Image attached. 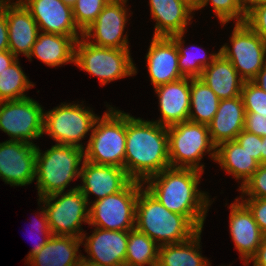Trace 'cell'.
Masks as SVG:
<instances>
[{
	"label": "cell",
	"mask_w": 266,
	"mask_h": 266,
	"mask_svg": "<svg viewBox=\"0 0 266 266\" xmlns=\"http://www.w3.org/2000/svg\"><path fill=\"white\" fill-rule=\"evenodd\" d=\"M0 129L7 133L12 141L32 143V139H38L44 134L43 108L30 97L2 101L0 102Z\"/></svg>",
	"instance_id": "7c38bea8"
},
{
	"label": "cell",
	"mask_w": 266,
	"mask_h": 266,
	"mask_svg": "<svg viewBox=\"0 0 266 266\" xmlns=\"http://www.w3.org/2000/svg\"><path fill=\"white\" fill-rule=\"evenodd\" d=\"M17 59L10 50L0 52V74Z\"/></svg>",
	"instance_id": "ee69618b"
},
{
	"label": "cell",
	"mask_w": 266,
	"mask_h": 266,
	"mask_svg": "<svg viewBox=\"0 0 266 266\" xmlns=\"http://www.w3.org/2000/svg\"><path fill=\"white\" fill-rule=\"evenodd\" d=\"M68 191L54 193L38 200L46 205L43 207H45L48 226L52 235L82 238L83 231L81 230L83 229L80 228L82 222H89L88 204L90 201L87 202L78 186Z\"/></svg>",
	"instance_id": "9c48e42d"
},
{
	"label": "cell",
	"mask_w": 266,
	"mask_h": 266,
	"mask_svg": "<svg viewBox=\"0 0 266 266\" xmlns=\"http://www.w3.org/2000/svg\"><path fill=\"white\" fill-rule=\"evenodd\" d=\"M153 87L183 78L178 66V49L171 37H154L146 55Z\"/></svg>",
	"instance_id": "ffe728a7"
},
{
	"label": "cell",
	"mask_w": 266,
	"mask_h": 266,
	"mask_svg": "<svg viewBox=\"0 0 266 266\" xmlns=\"http://www.w3.org/2000/svg\"><path fill=\"white\" fill-rule=\"evenodd\" d=\"M110 0H76L72 6L73 18L79 28L84 31L90 26L101 13L102 9Z\"/></svg>",
	"instance_id": "836d02e7"
},
{
	"label": "cell",
	"mask_w": 266,
	"mask_h": 266,
	"mask_svg": "<svg viewBox=\"0 0 266 266\" xmlns=\"http://www.w3.org/2000/svg\"><path fill=\"white\" fill-rule=\"evenodd\" d=\"M129 231H111L95 227L88 238L83 234L81 240H86L85 251L90 256L85 259L100 266H125V258ZM86 237V238H85Z\"/></svg>",
	"instance_id": "e0dca14e"
},
{
	"label": "cell",
	"mask_w": 266,
	"mask_h": 266,
	"mask_svg": "<svg viewBox=\"0 0 266 266\" xmlns=\"http://www.w3.org/2000/svg\"><path fill=\"white\" fill-rule=\"evenodd\" d=\"M252 82L266 92V64L257 73L256 77L252 80Z\"/></svg>",
	"instance_id": "bcb514c9"
},
{
	"label": "cell",
	"mask_w": 266,
	"mask_h": 266,
	"mask_svg": "<svg viewBox=\"0 0 266 266\" xmlns=\"http://www.w3.org/2000/svg\"><path fill=\"white\" fill-rule=\"evenodd\" d=\"M85 148L84 160L124 168L126 113L111 107L101 118L98 117Z\"/></svg>",
	"instance_id": "5b68a950"
},
{
	"label": "cell",
	"mask_w": 266,
	"mask_h": 266,
	"mask_svg": "<svg viewBox=\"0 0 266 266\" xmlns=\"http://www.w3.org/2000/svg\"><path fill=\"white\" fill-rule=\"evenodd\" d=\"M170 167L204 171L198 164L204 153L215 161L216 146L212 143L208 125L185 121L167 127Z\"/></svg>",
	"instance_id": "8992f818"
},
{
	"label": "cell",
	"mask_w": 266,
	"mask_h": 266,
	"mask_svg": "<svg viewBox=\"0 0 266 266\" xmlns=\"http://www.w3.org/2000/svg\"><path fill=\"white\" fill-rule=\"evenodd\" d=\"M34 143L8 140L0 143V177L11 186H24L34 181L36 175Z\"/></svg>",
	"instance_id": "4fadbf2b"
},
{
	"label": "cell",
	"mask_w": 266,
	"mask_h": 266,
	"mask_svg": "<svg viewBox=\"0 0 266 266\" xmlns=\"http://www.w3.org/2000/svg\"><path fill=\"white\" fill-rule=\"evenodd\" d=\"M76 266H100L96 263H93L87 259H85L83 256L79 259Z\"/></svg>",
	"instance_id": "c3c4849f"
},
{
	"label": "cell",
	"mask_w": 266,
	"mask_h": 266,
	"mask_svg": "<svg viewBox=\"0 0 266 266\" xmlns=\"http://www.w3.org/2000/svg\"><path fill=\"white\" fill-rule=\"evenodd\" d=\"M30 11L39 31L72 36L76 40L83 36L75 24L72 7L62 0H20ZM80 33V36L79 34ZM79 36V37H78Z\"/></svg>",
	"instance_id": "9a60e30c"
},
{
	"label": "cell",
	"mask_w": 266,
	"mask_h": 266,
	"mask_svg": "<svg viewBox=\"0 0 266 266\" xmlns=\"http://www.w3.org/2000/svg\"><path fill=\"white\" fill-rule=\"evenodd\" d=\"M250 260L253 261V266H266V236Z\"/></svg>",
	"instance_id": "7bdbcfd3"
},
{
	"label": "cell",
	"mask_w": 266,
	"mask_h": 266,
	"mask_svg": "<svg viewBox=\"0 0 266 266\" xmlns=\"http://www.w3.org/2000/svg\"><path fill=\"white\" fill-rule=\"evenodd\" d=\"M245 115L242 96L220 100L218 110L208 124L212 143L217 147L223 142L235 140L244 130Z\"/></svg>",
	"instance_id": "603a6c76"
},
{
	"label": "cell",
	"mask_w": 266,
	"mask_h": 266,
	"mask_svg": "<svg viewBox=\"0 0 266 266\" xmlns=\"http://www.w3.org/2000/svg\"><path fill=\"white\" fill-rule=\"evenodd\" d=\"M126 1L128 0H110L96 20L83 31L82 37L87 40L93 38L95 43H89L97 46L129 49L127 35H123L127 21Z\"/></svg>",
	"instance_id": "5bb4252c"
},
{
	"label": "cell",
	"mask_w": 266,
	"mask_h": 266,
	"mask_svg": "<svg viewBox=\"0 0 266 266\" xmlns=\"http://www.w3.org/2000/svg\"><path fill=\"white\" fill-rule=\"evenodd\" d=\"M228 45L219 52L228 59L244 81H252L266 64V42L245 22L236 23Z\"/></svg>",
	"instance_id": "30bf717a"
},
{
	"label": "cell",
	"mask_w": 266,
	"mask_h": 266,
	"mask_svg": "<svg viewBox=\"0 0 266 266\" xmlns=\"http://www.w3.org/2000/svg\"><path fill=\"white\" fill-rule=\"evenodd\" d=\"M88 41L85 37L77 40L75 64L89 74L97 76L100 84L105 85L137 73L129 49L101 47Z\"/></svg>",
	"instance_id": "52a82bcc"
},
{
	"label": "cell",
	"mask_w": 266,
	"mask_h": 266,
	"mask_svg": "<svg viewBox=\"0 0 266 266\" xmlns=\"http://www.w3.org/2000/svg\"><path fill=\"white\" fill-rule=\"evenodd\" d=\"M266 136V120H264V137Z\"/></svg>",
	"instance_id": "f907efd6"
},
{
	"label": "cell",
	"mask_w": 266,
	"mask_h": 266,
	"mask_svg": "<svg viewBox=\"0 0 266 266\" xmlns=\"http://www.w3.org/2000/svg\"><path fill=\"white\" fill-rule=\"evenodd\" d=\"M83 158L84 149L76 146L55 144L44 154L37 147L35 178L39 198L64 192L74 178L80 177Z\"/></svg>",
	"instance_id": "277c9868"
},
{
	"label": "cell",
	"mask_w": 266,
	"mask_h": 266,
	"mask_svg": "<svg viewBox=\"0 0 266 266\" xmlns=\"http://www.w3.org/2000/svg\"><path fill=\"white\" fill-rule=\"evenodd\" d=\"M264 120L266 117L259 113H246L244 130L264 137Z\"/></svg>",
	"instance_id": "60d3db41"
},
{
	"label": "cell",
	"mask_w": 266,
	"mask_h": 266,
	"mask_svg": "<svg viewBox=\"0 0 266 266\" xmlns=\"http://www.w3.org/2000/svg\"><path fill=\"white\" fill-rule=\"evenodd\" d=\"M136 229L128 233L125 266H157L159 245Z\"/></svg>",
	"instance_id": "f546056e"
},
{
	"label": "cell",
	"mask_w": 266,
	"mask_h": 266,
	"mask_svg": "<svg viewBox=\"0 0 266 266\" xmlns=\"http://www.w3.org/2000/svg\"><path fill=\"white\" fill-rule=\"evenodd\" d=\"M9 50L8 25L4 11V0H0V52Z\"/></svg>",
	"instance_id": "b9f144b4"
},
{
	"label": "cell",
	"mask_w": 266,
	"mask_h": 266,
	"mask_svg": "<svg viewBox=\"0 0 266 266\" xmlns=\"http://www.w3.org/2000/svg\"><path fill=\"white\" fill-rule=\"evenodd\" d=\"M201 232L184 242L159 246L157 266H210L199 252Z\"/></svg>",
	"instance_id": "83f0119b"
},
{
	"label": "cell",
	"mask_w": 266,
	"mask_h": 266,
	"mask_svg": "<svg viewBox=\"0 0 266 266\" xmlns=\"http://www.w3.org/2000/svg\"><path fill=\"white\" fill-rule=\"evenodd\" d=\"M4 0V11L8 25L9 50L16 56H29L37 40L39 28L30 11L18 0Z\"/></svg>",
	"instance_id": "ac0fdd59"
},
{
	"label": "cell",
	"mask_w": 266,
	"mask_h": 266,
	"mask_svg": "<svg viewBox=\"0 0 266 266\" xmlns=\"http://www.w3.org/2000/svg\"><path fill=\"white\" fill-rule=\"evenodd\" d=\"M65 4H68L69 6H73L76 2V0H62Z\"/></svg>",
	"instance_id": "681fc988"
},
{
	"label": "cell",
	"mask_w": 266,
	"mask_h": 266,
	"mask_svg": "<svg viewBox=\"0 0 266 266\" xmlns=\"http://www.w3.org/2000/svg\"><path fill=\"white\" fill-rule=\"evenodd\" d=\"M242 194L249 198H266V164H260L253 175L241 186Z\"/></svg>",
	"instance_id": "d590c367"
},
{
	"label": "cell",
	"mask_w": 266,
	"mask_h": 266,
	"mask_svg": "<svg viewBox=\"0 0 266 266\" xmlns=\"http://www.w3.org/2000/svg\"><path fill=\"white\" fill-rule=\"evenodd\" d=\"M183 36L184 33L171 36V38L175 41L176 47L178 49V66L181 75L186 78H199L202 75L204 68L209 66L220 52L211 54V56H209V61L207 60L208 58L206 56V52L204 55L201 54L200 56L198 54L192 55L190 54L192 52H190L189 49H192L193 47L183 49Z\"/></svg>",
	"instance_id": "1f68e13d"
},
{
	"label": "cell",
	"mask_w": 266,
	"mask_h": 266,
	"mask_svg": "<svg viewBox=\"0 0 266 266\" xmlns=\"http://www.w3.org/2000/svg\"><path fill=\"white\" fill-rule=\"evenodd\" d=\"M169 167L167 127L127 113L124 169L128 176L143 183Z\"/></svg>",
	"instance_id": "6da1fadb"
},
{
	"label": "cell",
	"mask_w": 266,
	"mask_h": 266,
	"mask_svg": "<svg viewBox=\"0 0 266 266\" xmlns=\"http://www.w3.org/2000/svg\"><path fill=\"white\" fill-rule=\"evenodd\" d=\"M190 78L179 80L155 87L159 97L161 119L158 124L169 127L188 121L190 112Z\"/></svg>",
	"instance_id": "44dd1931"
},
{
	"label": "cell",
	"mask_w": 266,
	"mask_h": 266,
	"mask_svg": "<svg viewBox=\"0 0 266 266\" xmlns=\"http://www.w3.org/2000/svg\"><path fill=\"white\" fill-rule=\"evenodd\" d=\"M220 99L200 78H190L188 121L208 125L218 110ZM193 109L195 112H193Z\"/></svg>",
	"instance_id": "f1b7e54d"
},
{
	"label": "cell",
	"mask_w": 266,
	"mask_h": 266,
	"mask_svg": "<svg viewBox=\"0 0 266 266\" xmlns=\"http://www.w3.org/2000/svg\"><path fill=\"white\" fill-rule=\"evenodd\" d=\"M33 86L17 59L0 74V102L27 98L24 93Z\"/></svg>",
	"instance_id": "4dcf8cb0"
},
{
	"label": "cell",
	"mask_w": 266,
	"mask_h": 266,
	"mask_svg": "<svg viewBox=\"0 0 266 266\" xmlns=\"http://www.w3.org/2000/svg\"><path fill=\"white\" fill-rule=\"evenodd\" d=\"M242 148L261 164L262 137L242 130L235 139Z\"/></svg>",
	"instance_id": "74e56055"
},
{
	"label": "cell",
	"mask_w": 266,
	"mask_h": 266,
	"mask_svg": "<svg viewBox=\"0 0 266 266\" xmlns=\"http://www.w3.org/2000/svg\"><path fill=\"white\" fill-rule=\"evenodd\" d=\"M253 215L261 232L266 236V198H248L242 200Z\"/></svg>",
	"instance_id": "f35d334b"
},
{
	"label": "cell",
	"mask_w": 266,
	"mask_h": 266,
	"mask_svg": "<svg viewBox=\"0 0 266 266\" xmlns=\"http://www.w3.org/2000/svg\"><path fill=\"white\" fill-rule=\"evenodd\" d=\"M238 3L243 12L247 14L256 6L266 3V0H238Z\"/></svg>",
	"instance_id": "f6af8a7d"
},
{
	"label": "cell",
	"mask_w": 266,
	"mask_h": 266,
	"mask_svg": "<svg viewBox=\"0 0 266 266\" xmlns=\"http://www.w3.org/2000/svg\"><path fill=\"white\" fill-rule=\"evenodd\" d=\"M143 185L132 180L118 193L94 201L89 207L88 225L111 231L135 229L137 197Z\"/></svg>",
	"instance_id": "ba28073f"
},
{
	"label": "cell",
	"mask_w": 266,
	"mask_h": 266,
	"mask_svg": "<svg viewBox=\"0 0 266 266\" xmlns=\"http://www.w3.org/2000/svg\"><path fill=\"white\" fill-rule=\"evenodd\" d=\"M98 117L79 104H61L44 113V131L57 144L84 149L79 142L93 129Z\"/></svg>",
	"instance_id": "8fae6325"
},
{
	"label": "cell",
	"mask_w": 266,
	"mask_h": 266,
	"mask_svg": "<svg viewBox=\"0 0 266 266\" xmlns=\"http://www.w3.org/2000/svg\"><path fill=\"white\" fill-rule=\"evenodd\" d=\"M235 201L229 206L231 207L230 234L241 254L240 258L244 259V264L247 265L262 243L264 235L248 207L238 198H235Z\"/></svg>",
	"instance_id": "d6986e66"
},
{
	"label": "cell",
	"mask_w": 266,
	"mask_h": 266,
	"mask_svg": "<svg viewBox=\"0 0 266 266\" xmlns=\"http://www.w3.org/2000/svg\"><path fill=\"white\" fill-rule=\"evenodd\" d=\"M241 96L246 113H259L266 117V92L252 81H244Z\"/></svg>",
	"instance_id": "e575fe53"
},
{
	"label": "cell",
	"mask_w": 266,
	"mask_h": 266,
	"mask_svg": "<svg viewBox=\"0 0 266 266\" xmlns=\"http://www.w3.org/2000/svg\"><path fill=\"white\" fill-rule=\"evenodd\" d=\"M261 164H266V136L262 137Z\"/></svg>",
	"instance_id": "7dc6e473"
},
{
	"label": "cell",
	"mask_w": 266,
	"mask_h": 266,
	"mask_svg": "<svg viewBox=\"0 0 266 266\" xmlns=\"http://www.w3.org/2000/svg\"><path fill=\"white\" fill-rule=\"evenodd\" d=\"M81 238L52 235L48 242L27 263L31 266H76L82 255H77Z\"/></svg>",
	"instance_id": "d4e9b609"
},
{
	"label": "cell",
	"mask_w": 266,
	"mask_h": 266,
	"mask_svg": "<svg viewBox=\"0 0 266 266\" xmlns=\"http://www.w3.org/2000/svg\"><path fill=\"white\" fill-rule=\"evenodd\" d=\"M220 166L237 180L245 182L253 175L260 163L236 141H226L216 147V158Z\"/></svg>",
	"instance_id": "4316f807"
},
{
	"label": "cell",
	"mask_w": 266,
	"mask_h": 266,
	"mask_svg": "<svg viewBox=\"0 0 266 266\" xmlns=\"http://www.w3.org/2000/svg\"><path fill=\"white\" fill-rule=\"evenodd\" d=\"M79 178H82L83 185H78V189L87 202L89 194H95L96 201H98L108 195L118 193L132 181L124 168L97 165L84 159Z\"/></svg>",
	"instance_id": "2e32d148"
},
{
	"label": "cell",
	"mask_w": 266,
	"mask_h": 266,
	"mask_svg": "<svg viewBox=\"0 0 266 266\" xmlns=\"http://www.w3.org/2000/svg\"><path fill=\"white\" fill-rule=\"evenodd\" d=\"M42 215L40 218V222L38 223V221H35L34 225L37 227L38 232L40 230V232L45 236L44 238L41 237V241L38 242L31 250V252L28 254L27 257V261L36 253L39 252V250L48 242V240L50 239V237L52 236V233L50 232L49 226H48V221H47V215L45 212V209L42 208V211L40 212ZM35 220V219H34ZM40 224V225H39ZM35 227V228H36Z\"/></svg>",
	"instance_id": "ab89813d"
},
{
	"label": "cell",
	"mask_w": 266,
	"mask_h": 266,
	"mask_svg": "<svg viewBox=\"0 0 266 266\" xmlns=\"http://www.w3.org/2000/svg\"><path fill=\"white\" fill-rule=\"evenodd\" d=\"M245 23L266 42V3L248 12Z\"/></svg>",
	"instance_id": "8d00e7d4"
},
{
	"label": "cell",
	"mask_w": 266,
	"mask_h": 266,
	"mask_svg": "<svg viewBox=\"0 0 266 266\" xmlns=\"http://www.w3.org/2000/svg\"><path fill=\"white\" fill-rule=\"evenodd\" d=\"M151 17L157 23L154 37H171L185 33L191 12L194 10L190 0H149ZM190 15V16H189Z\"/></svg>",
	"instance_id": "7402d4cb"
},
{
	"label": "cell",
	"mask_w": 266,
	"mask_h": 266,
	"mask_svg": "<svg viewBox=\"0 0 266 266\" xmlns=\"http://www.w3.org/2000/svg\"><path fill=\"white\" fill-rule=\"evenodd\" d=\"M232 63L219 53L199 77L220 100L241 96L244 80Z\"/></svg>",
	"instance_id": "cb8c5ba5"
},
{
	"label": "cell",
	"mask_w": 266,
	"mask_h": 266,
	"mask_svg": "<svg viewBox=\"0 0 266 266\" xmlns=\"http://www.w3.org/2000/svg\"><path fill=\"white\" fill-rule=\"evenodd\" d=\"M135 223L136 230L158 241L159 246L184 242L199 231L185 216L164 207L146 188L139 190Z\"/></svg>",
	"instance_id": "3957f363"
},
{
	"label": "cell",
	"mask_w": 266,
	"mask_h": 266,
	"mask_svg": "<svg viewBox=\"0 0 266 266\" xmlns=\"http://www.w3.org/2000/svg\"><path fill=\"white\" fill-rule=\"evenodd\" d=\"M209 2L222 24H226L232 19H236V23L245 22L246 14L241 9L238 0H196L193 3L194 10L207 6Z\"/></svg>",
	"instance_id": "d6a6232c"
},
{
	"label": "cell",
	"mask_w": 266,
	"mask_h": 266,
	"mask_svg": "<svg viewBox=\"0 0 266 266\" xmlns=\"http://www.w3.org/2000/svg\"><path fill=\"white\" fill-rule=\"evenodd\" d=\"M39 34L27 57L28 59L35 56L51 67L69 62L75 63V45L77 42L75 38L44 32Z\"/></svg>",
	"instance_id": "484cf974"
},
{
	"label": "cell",
	"mask_w": 266,
	"mask_h": 266,
	"mask_svg": "<svg viewBox=\"0 0 266 266\" xmlns=\"http://www.w3.org/2000/svg\"><path fill=\"white\" fill-rule=\"evenodd\" d=\"M203 172L192 168L169 167L151 176L145 187L169 211L185 216L198 230H202L209 196L198 190Z\"/></svg>",
	"instance_id": "7a4b0ae2"
}]
</instances>
